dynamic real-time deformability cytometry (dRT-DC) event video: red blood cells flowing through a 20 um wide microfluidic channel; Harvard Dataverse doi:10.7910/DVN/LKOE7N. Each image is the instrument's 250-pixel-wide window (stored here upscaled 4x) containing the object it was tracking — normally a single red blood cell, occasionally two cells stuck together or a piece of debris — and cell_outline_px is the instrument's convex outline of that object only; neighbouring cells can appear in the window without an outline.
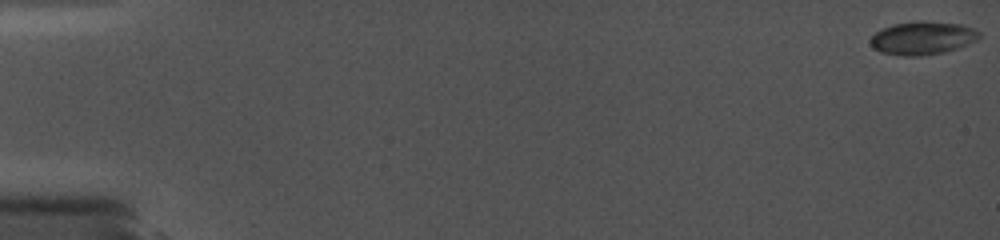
{"species": "common noctule bat (a hibernating species)", "species_latin": "Nyctalus noctula", "temperature_condition": "cold", "stored_images_in_passage": 73, "camera_frame_rate_fps": 5000, "um_per_image_px": 0.085, "animal": {"sex": "female", "body_mass_g": 19.0, "forearm_length_mm": 56.7}, "frame": {"image": 1, "passage_image": 1, "time_ms": 0.0, "image_size_px": [1000, 240], "cell_outline_px": [[980, 36], [976, 40], [968, 44], [944, 52], [920, 56], [900, 56], [880, 52], [872, 48], [872, 36], [876, 32], [884, 28], [896, 24], [960, 24], [972, 28], [980, 32]], "centroid_in_image_um": [78.41, 3.3], "position_along_channel_um": 6.6, "area_um2": 19.94}}
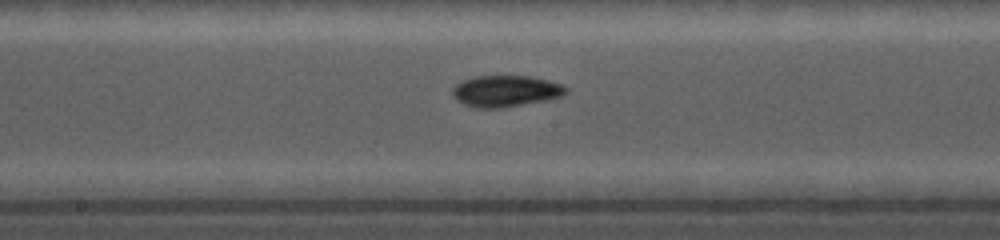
{"frame": {"image": 2, "passage_image": 42, "time_ms": 9.8, "image_size_px": [1000, 240], "cell_outline_px": [[568, 92], [564, 96], [544, 100], [500, 108], [476, 108], [464, 104], [456, 100], [452, 96], [452, 88], [456, 84], [464, 80], [476, 76], [528, 76], [548, 80], [560, 84], [568, 88]], "centroid_in_image_um": [42.97, 7.74], "position_along_channel_um": 205.2, "area_um2": 20.69}}
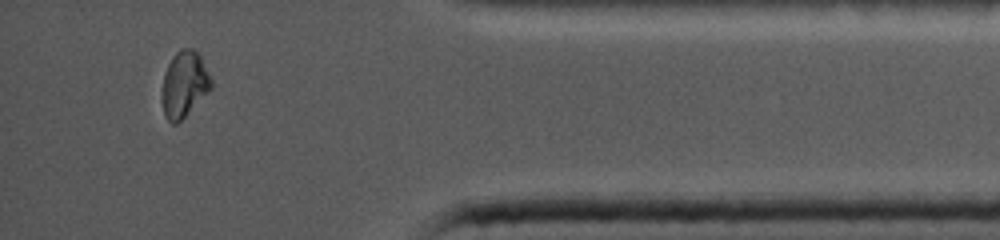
{"frame": {"image": 3, "passage_image": 68, "time_ms": 15.8, "image_size_px": [1000, 240], "cell_outline_px": [[212, 88], [176, 124], [172, 124], [164, 116], [160, 96], [164, 72], [172, 56], [180, 48], [192, 48], [200, 56], [212, 80]], "centroid_in_image_um": [15.62, 7.16], "position_along_channel_um": 419.6, "area_um2": 18.96}}